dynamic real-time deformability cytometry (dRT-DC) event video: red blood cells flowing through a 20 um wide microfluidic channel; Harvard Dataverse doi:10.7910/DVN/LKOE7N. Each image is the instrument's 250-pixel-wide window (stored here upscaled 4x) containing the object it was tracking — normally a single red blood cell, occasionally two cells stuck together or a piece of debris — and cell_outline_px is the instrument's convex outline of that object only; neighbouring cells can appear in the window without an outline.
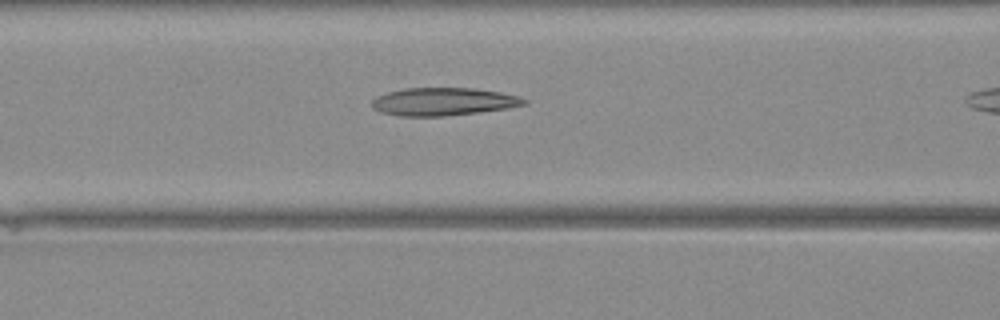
{"species": "Egyptian fruit bat (a non-hibernating species)", "species_latin": "Rousettus aegyptiacus", "temperature_condition": "warm", "stored_images_in_passage": 11, "camera_frame_rate_fps": 3000, "um_per_image_px": 0.085, "animal": {"sex": "female"}, "frame": {"image": 1, "passage_image": 7, "time_ms": 2.0, "image_size_px": [1000, 320], "cell_outline_px": [[528, 104], [508, 108], [480, 112], [444, 116], [400, 116], [380, 112], [372, 108], [372, 100], [376, 96], [388, 92], [404, 88], [472, 88], [500, 92], [516, 96], [528, 100]], "centroid_in_image_um": [37.67, 8.64], "position_along_channel_um": 128.9, "area_um2": 24.74}}
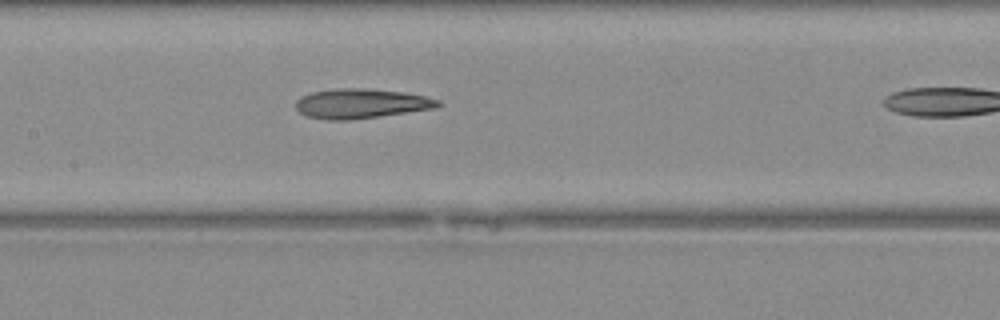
{"frame": {"image": 2, "passage_image": 10, "time_ms": 3.0, "image_size_px": [1000, 320], "cell_outline_px": [[444, 104], [436, 108], [380, 116], [348, 120], [328, 120], [308, 116], [300, 112], [296, 108], [296, 100], [312, 92], [336, 88], [368, 88], [404, 92], [424, 96], [440, 100]], "centroid_in_image_um": [30.73, 8.8], "position_along_channel_um": 176.7, "area_um2": 24.57}}